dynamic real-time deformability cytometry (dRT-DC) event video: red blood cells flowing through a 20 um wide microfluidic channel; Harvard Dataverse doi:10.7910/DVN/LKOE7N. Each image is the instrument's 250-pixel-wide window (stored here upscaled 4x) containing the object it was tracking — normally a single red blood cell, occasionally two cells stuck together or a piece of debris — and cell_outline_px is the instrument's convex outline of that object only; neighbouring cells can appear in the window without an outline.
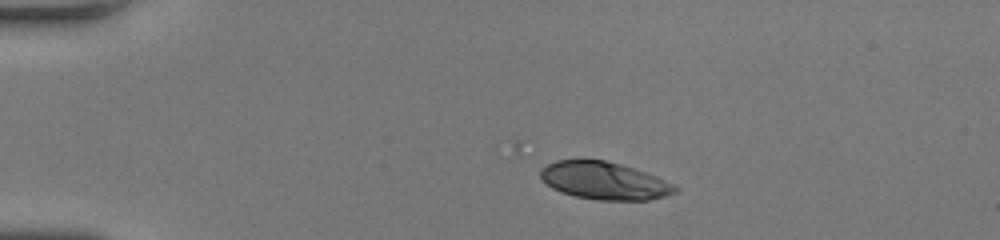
{"species": "human", "species_latin": "Homo sapiens", "temperature_condition": "room temperature", "stored_images_in_passage": 40, "camera_frame_rate_fps": 3000, "um_per_image_px": 0.085, "donor": {"sex": "female"}, "frame": {"image": 1, "passage_image": 1, "time_ms": 0.0, "image_size_px": [1000, 240], "cell_outline_px": [[680, 188], [676, 192], [664, 196], [648, 200], [596, 200], [576, 196], [560, 192], [552, 188], [540, 180], [540, 168], [556, 160], [604, 160], [620, 164], [648, 172], [676, 184]], "centroid_in_image_um": [51.38, 15.36], "position_along_channel_um": 33.6, "area_um2": 29.77}}
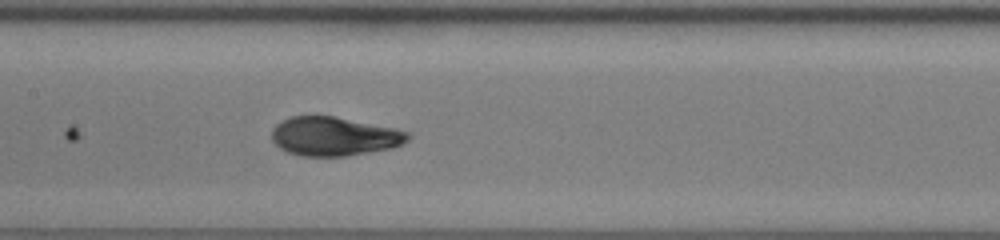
{"frame": {"image": 2, "passage_image": 16, "time_ms": 5.0, "image_size_px": [1000, 240], "cell_outline_px": [[412, 136], [404, 144], [392, 148], [344, 156], [300, 156], [288, 152], [280, 148], [272, 140], [272, 128], [276, 124], [292, 116], [332, 116], [396, 128], [412, 132]], "centroid_in_image_um": [28.45, 11.59], "position_along_channel_um": 179.0, "area_um2": 30.92}}
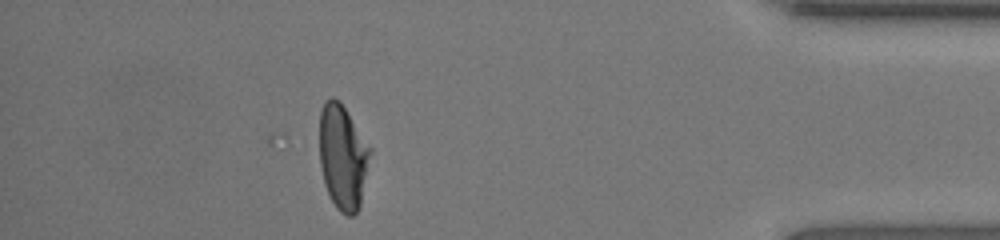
{"frame": {"image": 3, "passage_image": 35, "time_ms": 11.333, "image_size_px": [1000, 240], "cell_outline_px": [[372, 152], [360, 204], [356, 212], [352, 216], [348, 216], [340, 212], [336, 208], [324, 184], [320, 164], [320, 112], [324, 100], [332, 96], [344, 108], [372, 148]], "centroid_in_image_um": [29.14, 13.35], "position_along_channel_um": 406.1, "area_um2": 30.87}, "authors_computed_cell_mechanics": {"area_um2": 31.2698, "velocity_mm_per_s": 4.2382, "shape_relaxation_time_tau1_ms": 4.2977, "shape_relaxation_time_tau2_ms": null, "deformation_change_tau1": 0.2047, "deformation_change_tau2": null}}